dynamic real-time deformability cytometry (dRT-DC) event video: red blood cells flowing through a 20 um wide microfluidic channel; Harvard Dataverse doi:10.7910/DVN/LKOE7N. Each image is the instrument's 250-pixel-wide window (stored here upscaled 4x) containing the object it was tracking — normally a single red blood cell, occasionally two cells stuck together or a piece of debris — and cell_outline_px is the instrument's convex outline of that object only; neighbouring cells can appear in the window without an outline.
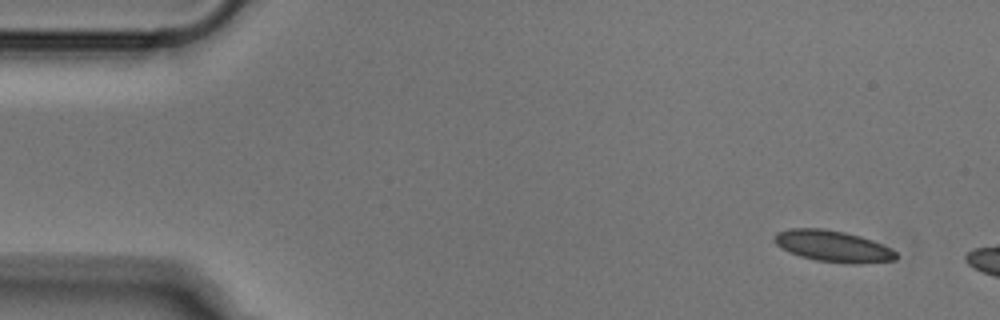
{"species": "Egyptian fruit bat (a non-hibernating species)", "species_latin": "Rousettus aegyptiacus", "temperature_condition": "cold", "stored_images_in_passage": 6, "camera_frame_rate_fps": 3000, "um_per_image_px": 0.085, "animal": {"sex": "male"}, "frame": {"image": 1, "passage_image": 1, "time_ms": 0.0, "image_size_px": [1000, 320], "cell_outline_px": [[900, 256], [896, 260], [860, 264], [852, 264], [816, 260], [800, 256], [788, 252], [780, 248], [772, 240], [772, 236], [776, 232], [788, 228], [824, 228], [844, 232], [860, 236], [872, 240], [892, 248]], "centroid_in_image_um": [70.79, 20.92], "position_along_channel_um": 14.2, "area_um2": 22.66}}